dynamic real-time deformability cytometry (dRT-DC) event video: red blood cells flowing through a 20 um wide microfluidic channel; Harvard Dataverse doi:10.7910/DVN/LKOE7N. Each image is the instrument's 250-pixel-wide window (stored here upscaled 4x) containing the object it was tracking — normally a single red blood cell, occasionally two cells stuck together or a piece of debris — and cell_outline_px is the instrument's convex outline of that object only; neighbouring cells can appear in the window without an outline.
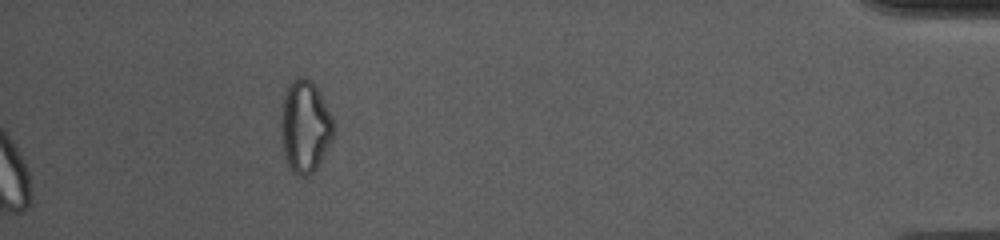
{"species": "common noctule bat (a hibernating species)", "species_latin": "Nyctalus noctula", "temperature_condition": "cold", "stored_images_in_passage": 52, "segment_of_instrument_passage": [2, 2], "camera_frame_rate_fps": 3000, "um_per_image_px": 0.085, "animal": {"sex": "female", "body_mass_g": 10.0, "forearm_length_mm": 53.1}, "frame": {"image": 1, "passage_image": 52, "time_ms": 17.0, "image_size_px": [1000, 240], "cell_outline_px": [[336, 128], [332, 140], [320, 164], [308, 176], [300, 176], [288, 164], [284, 156], [280, 132], [280, 112], [284, 96], [288, 84], [292, 80], [300, 76], [304, 76], [312, 80], [320, 92], [336, 124]], "centroid_in_image_um": [25.94, 10.72], "position_along_channel_um": 409.3, "area_um2": 28.84}}